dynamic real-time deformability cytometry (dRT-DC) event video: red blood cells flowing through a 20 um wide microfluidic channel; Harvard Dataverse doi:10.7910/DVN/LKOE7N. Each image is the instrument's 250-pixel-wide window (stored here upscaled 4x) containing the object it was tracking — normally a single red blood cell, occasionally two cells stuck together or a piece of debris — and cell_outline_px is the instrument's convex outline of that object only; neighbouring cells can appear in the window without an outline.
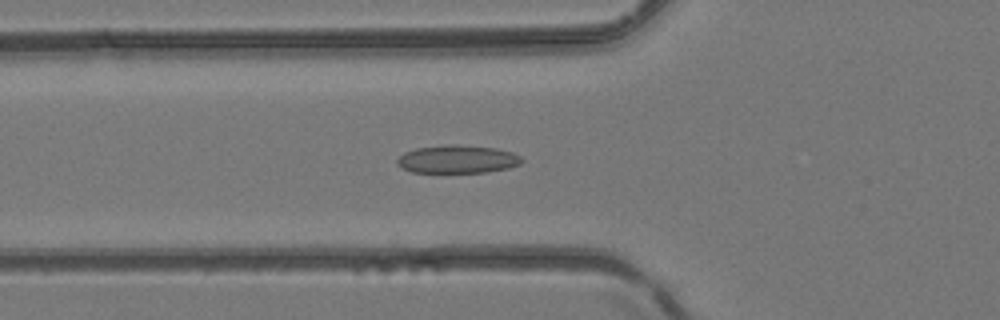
{"species": "common noctule bat (a hibernating species)", "species_latin": "Nyctalus noctula", "temperature_condition": "room temperature", "stored_images_in_passage": 44, "camera_frame_rate_fps": 3000, "um_per_image_px": 0.085, "animal": {"sex": "female", "body_mass_g": 24.6, "forearm_length_mm": 56.2}, "frame": {"image": 1, "passage_image": 17, "time_ms": 5.333, "image_size_px": [1000, 320], "cell_outline_px": [[524, 160], [520, 164], [508, 168], [488, 172], [412, 172], [396, 164], [396, 160], [404, 152], [416, 148], [452, 144], [456, 144], [496, 148], [512, 152], [520, 156]], "centroid_in_image_um": [38.9, 13.53], "position_along_channel_um": 86.9, "area_um2": 20.35}}
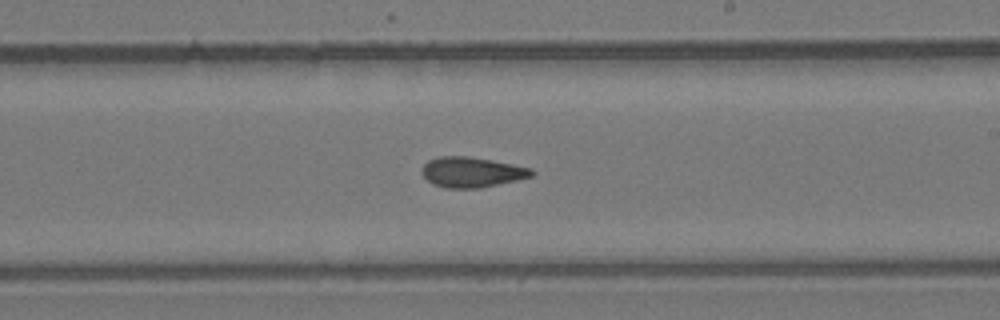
{"frame": {"image": 2, "passage_image": 27, "time_ms": 8.667, "image_size_px": [1000, 320], "cell_outline_px": [[536, 172], [532, 176], [516, 180], [480, 188], [444, 188], [432, 184], [420, 172], [424, 164], [428, 160], [440, 156], [464, 156], [512, 164], [532, 168]], "centroid_in_image_um": [40.07, 14.64], "position_along_channel_um": 248.9, "area_um2": 19.25}}
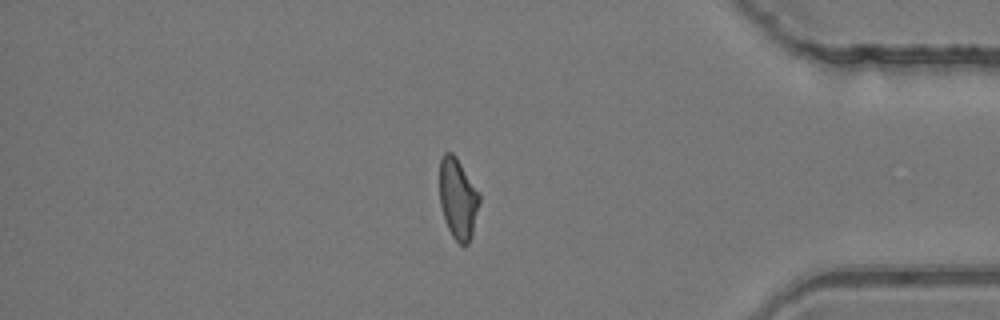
{"frame": {"image": 3, "passage_image": 38, "time_ms": 12.333, "image_size_px": [1000, 320], "cell_outline_px": [[480, 200], [472, 236], [468, 244], [460, 244], [452, 236], [444, 220], [440, 204], [440, 160], [444, 152], [452, 152], [456, 156], [480, 192]], "centroid_in_image_um": [38.93, 16.87], "position_along_channel_um": 396.3, "area_um2": 18.9}}